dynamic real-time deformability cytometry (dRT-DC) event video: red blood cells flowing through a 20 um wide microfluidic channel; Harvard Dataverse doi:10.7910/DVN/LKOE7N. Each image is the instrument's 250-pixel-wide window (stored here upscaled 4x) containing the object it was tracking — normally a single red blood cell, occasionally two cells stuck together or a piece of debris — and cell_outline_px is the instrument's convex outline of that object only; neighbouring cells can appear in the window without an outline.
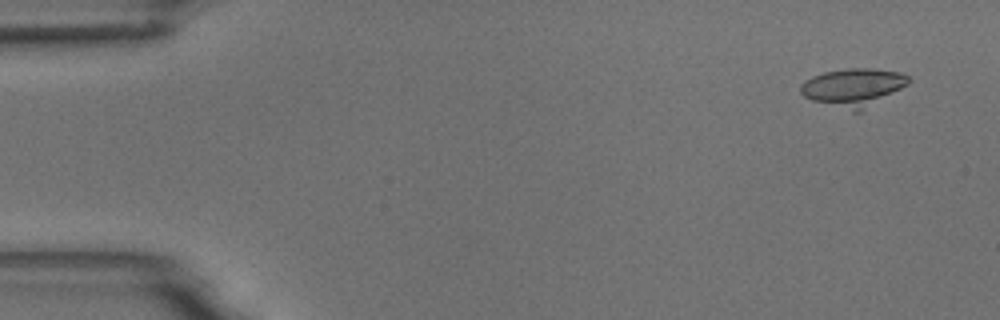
{"species": "common noctule bat (a hibernating species)", "species_latin": "Nyctalus noctula", "temperature_condition": "room temperature", "stored_images_in_passage": 5, "camera_frame_rate_fps": 3000, "um_per_image_px": 0.085, "animal": {"sex": "male", "body_mass_g": 18.8}, "frame": {"image": 1, "passage_image": 1, "time_ms": 0.0, "image_size_px": [1000, 320], "cell_outline_px": [[912, 80], [908, 84], [860, 112], [852, 112], [812, 100], [804, 96], [800, 92], [800, 84], [804, 80], [812, 76], [824, 72], [848, 68], [872, 68], [900, 72], [908, 76]], "centroid_in_image_um": [72.51, 7.42], "position_along_channel_um": 12.5, "area_um2": 23.93}}
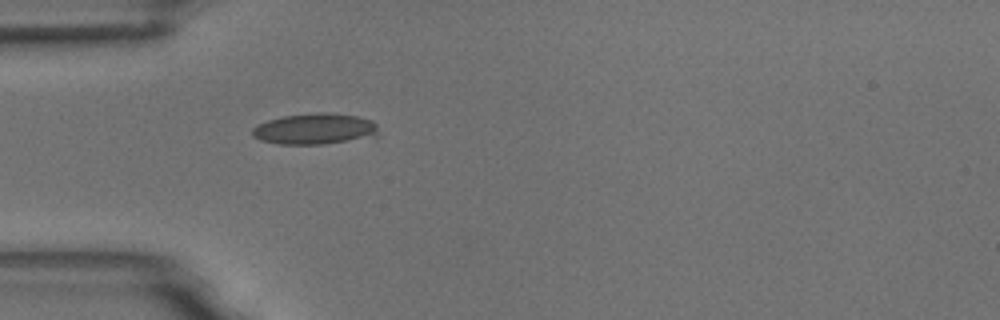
{"frame": {"image": 2, "passage_image": 5, "time_ms": 4.333, "image_size_px": [1000, 320], "cell_outline_px": [[380, 136], [324, 144], [280, 144], [260, 140], [252, 136], [252, 128], [256, 124], [268, 120], [284, 116], [316, 112], [328, 112], [356, 116], [372, 120], [376, 124]], "centroid_in_image_um": [26.77, 10.95], "position_along_channel_um": 58.2, "area_um2": 23.0}}